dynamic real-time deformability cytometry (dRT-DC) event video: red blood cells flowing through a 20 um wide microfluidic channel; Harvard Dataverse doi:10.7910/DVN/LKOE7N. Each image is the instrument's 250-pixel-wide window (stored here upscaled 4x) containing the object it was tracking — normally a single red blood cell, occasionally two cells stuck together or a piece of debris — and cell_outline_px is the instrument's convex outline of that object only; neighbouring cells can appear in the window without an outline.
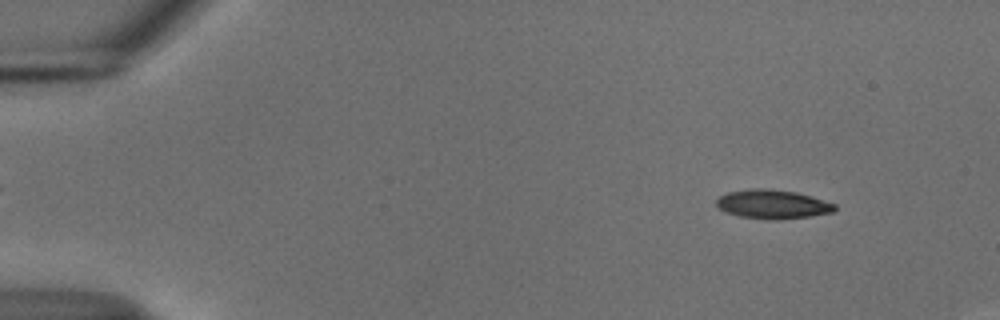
{"species": "common noctule bat (a hibernating species)", "species_latin": "Nyctalus noctula", "temperature_condition": "cold", "stored_images_in_passage": 54, "camera_frame_rate_fps": 3000, "um_per_image_px": 0.085, "animal": {"sex": "male", "body_mass_g": 18.8}, "frame": {"image": 1, "passage_image": 6, "time_ms": 1.667, "image_size_px": [1000, 320], "cell_outline_px": [[836, 208], [832, 212], [812, 216], [780, 220], [768, 220], [740, 216], [728, 212], [720, 208], [716, 204], [716, 200], [720, 196], [728, 192], [752, 188], [764, 188], [796, 192], [812, 196], [836, 204]], "centroid_in_image_um": [65.7, 17.36], "position_along_channel_um": 19.3, "area_um2": 20.0}}
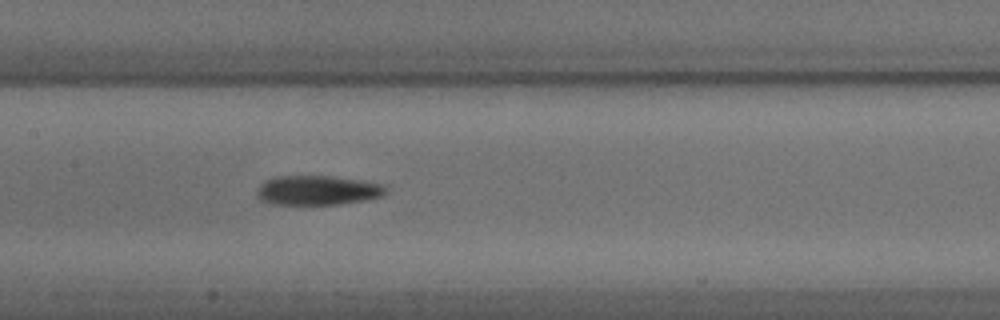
{"frame": {"image": 2, "passage_image": 27, "time_ms": 8.667, "image_size_px": [1000, 320], "cell_outline_px": [[388, 188], [384, 196], [364, 200], [336, 204], [272, 204], [260, 200], [256, 192], [260, 184], [276, 176], [332, 176], [364, 180], [384, 184]], "centroid_in_image_um": [27.04, 16.17], "position_along_channel_um": 180.4, "area_um2": 22.25}}
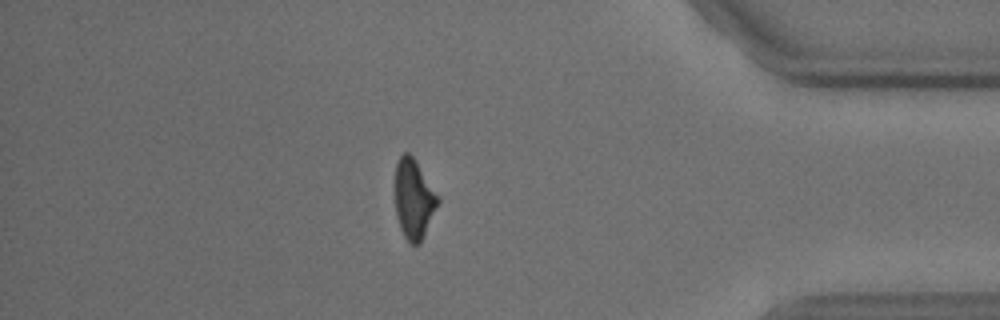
{"frame": {"image": 3, "passage_image": 47, "time_ms": 15.333, "image_size_px": [1000, 320], "cell_outline_px": [[440, 200], [424, 236], [420, 244], [412, 244], [404, 236], [400, 228], [396, 216], [396, 164], [400, 156], [404, 152], [408, 152], [416, 160], [440, 196]], "centroid_in_image_um": [35.2, 16.91], "position_along_channel_um": 400.0, "area_um2": 19.88}}